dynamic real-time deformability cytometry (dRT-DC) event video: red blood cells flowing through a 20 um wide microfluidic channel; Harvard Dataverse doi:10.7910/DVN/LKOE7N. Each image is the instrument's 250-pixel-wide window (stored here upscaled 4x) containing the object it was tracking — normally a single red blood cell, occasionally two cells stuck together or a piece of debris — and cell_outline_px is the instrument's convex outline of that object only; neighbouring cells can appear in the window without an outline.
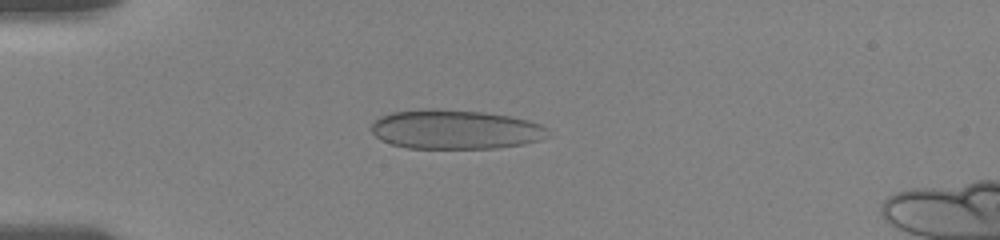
{"species": "human", "species_latin": "Homo sapiens", "temperature_condition": "room temperature", "stored_images_in_passage": 13, "camera_frame_rate_fps": 3000, "um_per_image_px": 0.085, "donor": {"sex": "female"}, "frame": {"image": 1, "passage_image": 10, "time_ms": 3.333, "image_size_px": [1000, 240], "cell_outline_px": [[552, 136], [540, 140], [524, 144], [496, 148], [408, 148], [392, 144], [376, 136], [372, 132], [372, 124], [380, 116], [392, 112], [436, 108], [484, 112], [508, 116], [528, 120], [540, 124], [548, 128]], "centroid_in_image_um": [38.76, 11.0], "position_along_channel_um": 46.2, "area_um2": 40.52}}
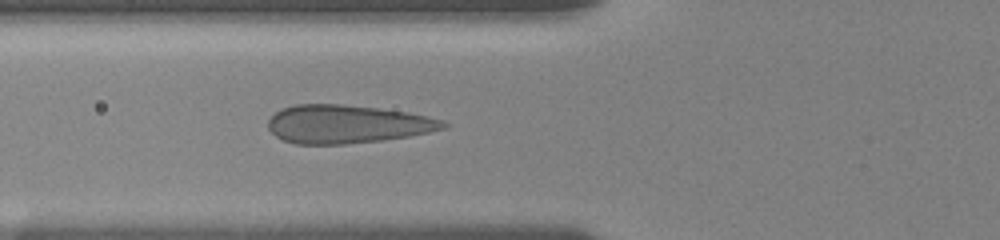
{"frame": {"image": 2, "passage_image": 13, "time_ms": 5.333, "image_size_px": [1000, 240], "cell_outline_px": [[448, 128], [408, 136], [380, 140], [344, 144], [296, 144], [284, 140], [276, 136], [268, 128], [268, 120], [276, 112], [284, 108], [296, 104], [340, 104], [380, 108], [408, 112], [444, 120], [448, 124]], "centroid_in_image_um": [29.52, 10.54], "position_along_channel_um": 96.3, "area_um2": 38.96}}